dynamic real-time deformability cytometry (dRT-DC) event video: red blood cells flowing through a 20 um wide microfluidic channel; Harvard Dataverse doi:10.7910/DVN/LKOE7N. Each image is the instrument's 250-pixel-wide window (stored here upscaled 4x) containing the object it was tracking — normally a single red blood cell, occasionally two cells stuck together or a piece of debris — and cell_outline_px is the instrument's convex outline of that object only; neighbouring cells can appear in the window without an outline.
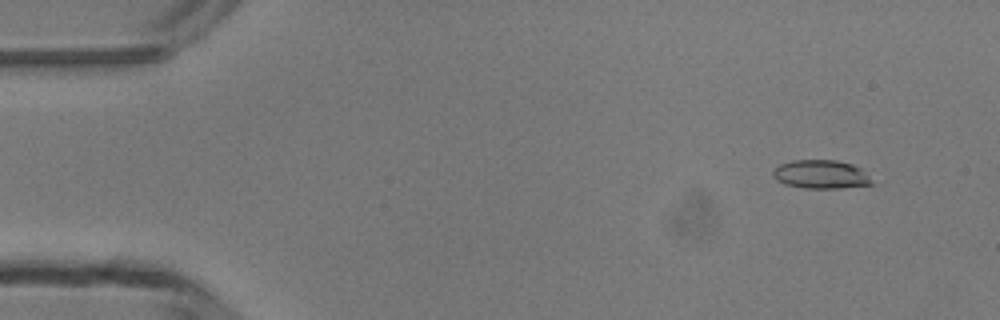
{"species": "common noctule bat (a hibernating species)", "species_latin": "Nyctalus noctula", "temperature_condition": "room temperature", "stored_images_in_passage": 18, "camera_frame_rate_fps": 3000, "um_per_image_px": 0.085, "animal": {"sex": "male", "body_mass_g": 13.3}, "frame": {"image": 1, "passage_image": 5, "time_ms": 1.333, "image_size_px": [1000, 320], "cell_outline_px": [[876, 184], [840, 188], [804, 188], [784, 184], [776, 180], [772, 176], [772, 172], [780, 164], [792, 160], [836, 160], [852, 164], [860, 168]], "centroid_in_image_um": [69.77, 14.82], "position_along_channel_um": 15.2, "area_um2": 16.53}}
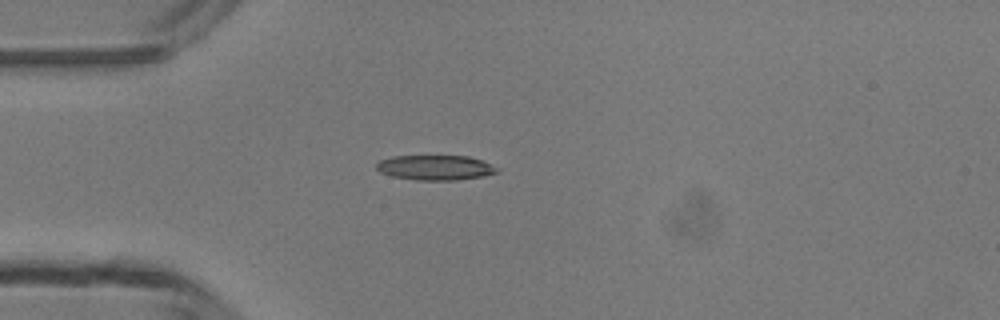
{"frame": {"image": 2, "passage_image": 14, "time_ms": 4.333, "image_size_px": [1000, 320], "cell_outline_px": [[496, 172], [484, 176], [456, 180], [416, 180], [392, 176], [380, 172], [376, 168], [376, 164], [380, 160], [392, 156], [468, 156], [480, 160], [496, 168]], "centroid_in_image_um": [36.93, 14.25], "position_along_channel_um": 48.1, "area_um2": 17.28}}